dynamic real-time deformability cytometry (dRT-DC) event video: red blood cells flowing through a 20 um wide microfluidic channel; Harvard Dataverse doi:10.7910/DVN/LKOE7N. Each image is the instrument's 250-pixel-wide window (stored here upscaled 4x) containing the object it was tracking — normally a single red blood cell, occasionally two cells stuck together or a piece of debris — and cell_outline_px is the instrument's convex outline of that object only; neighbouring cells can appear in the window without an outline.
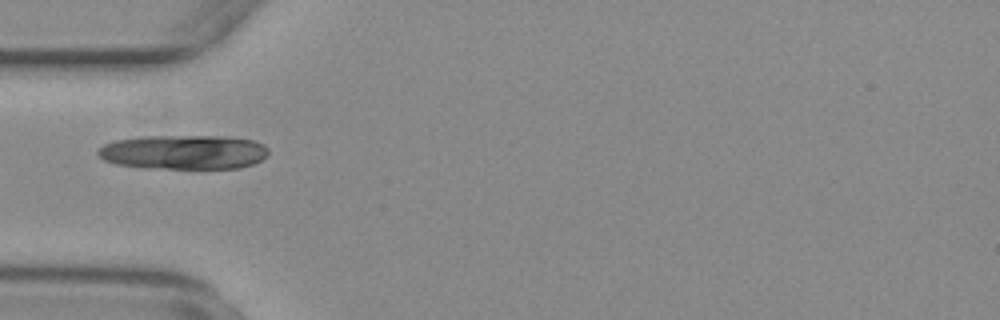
{"species": "common noctule bat (a hibernating species)", "species_latin": "Nyctalus noctula", "temperature_condition": "warm", "stored_images_in_passage": 6, "camera_frame_rate_fps": 3000, "um_per_image_px": 0.085, "animal": {"sex": "female", "body_mass_g": 29.2, "forearm_length_mm": 56.3}, "frame": {"image": 1, "passage_image": 1, "time_ms": 0.0, "image_size_px": [1000, 320], "cell_outline_px": [[268, 152], [260, 160], [252, 164], [240, 168], [144, 168], [116, 164], [104, 160], [96, 152], [104, 144], [116, 140], [140, 136], [228, 136], [252, 140], [264, 144], [268, 148]], "centroid_in_image_um": [15.6, 12.92], "position_along_channel_um": 69.4, "area_um2": 34.22}}